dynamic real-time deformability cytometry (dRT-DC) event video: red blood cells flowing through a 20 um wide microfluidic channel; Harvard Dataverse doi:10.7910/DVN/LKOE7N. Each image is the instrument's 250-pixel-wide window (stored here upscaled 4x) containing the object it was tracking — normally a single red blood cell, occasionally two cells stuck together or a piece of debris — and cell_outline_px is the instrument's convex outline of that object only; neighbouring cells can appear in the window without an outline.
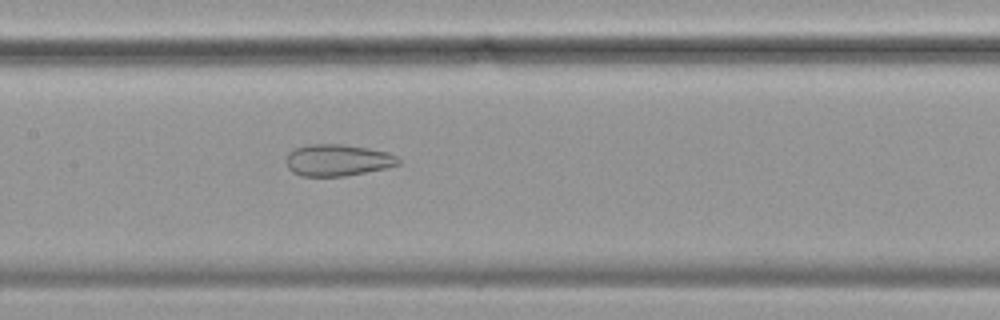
{"species": "common noctule bat (a hibernating species)", "species_latin": "Nyctalus noctula", "temperature_condition": "cold", "stored_images_in_passage": 57, "camera_frame_rate_fps": 3000, "um_per_image_px": 0.085, "animal": {"sex": "female", "body_mass_g": 19.9}, "frame": {"image": 1, "passage_image": 27, "time_ms": 8.667, "image_size_px": [1000, 320], "cell_outline_px": [[400, 164], [384, 168], [344, 176], [300, 176], [292, 172], [288, 168], [284, 160], [288, 152], [296, 148], [308, 144], [344, 144], [368, 148], [388, 152], [396, 156], [400, 160]], "centroid_in_image_um": [28.65, 13.61], "position_along_channel_um": 178.8, "area_um2": 20.81}}
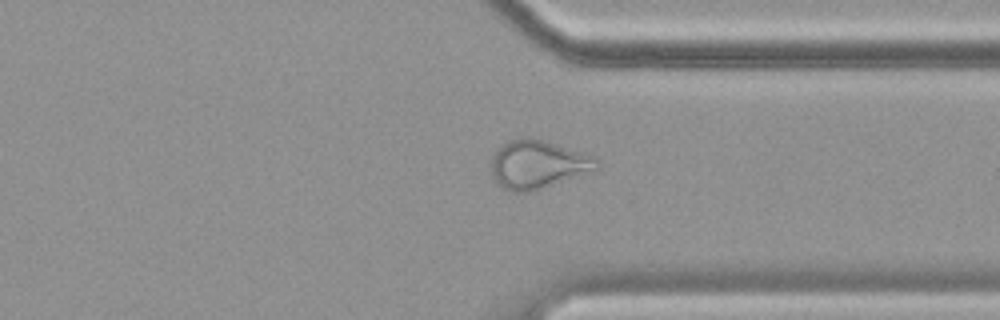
{"frame": {"image": 2, "passage_image": 43, "time_ms": 14.0, "image_size_px": [1000, 320], "cell_outline_px": [[600, 168], [528, 192], [512, 192], [496, 184], [492, 176], [492, 160], [496, 152], [508, 140], [528, 136], [532, 136], [588, 152], [596, 156], [600, 160]], "centroid_in_image_um": [45.77, 13.93], "position_along_channel_um": 365.6, "area_um2": 30.0}}
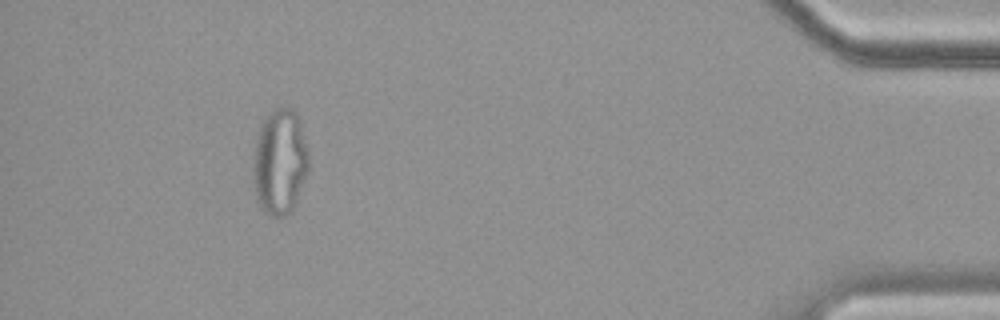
{"frame": {"image": 3, "passage_image": 52, "time_ms": 17.0, "image_size_px": [1000, 320], "cell_outline_px": [[308, 172], [292, 208], [284, 216], [276, 220], [264, 212], [260, 208], [256, 196], [256, 140], [260, 128], [264, 120], [272, 108], [292, 108], [296, 112], [300, 124], [308, 152]], "centroid_in_image_um": [23.82, 13.78], "position_along_channel_um": 411.4, "area_um2": 33.23}}